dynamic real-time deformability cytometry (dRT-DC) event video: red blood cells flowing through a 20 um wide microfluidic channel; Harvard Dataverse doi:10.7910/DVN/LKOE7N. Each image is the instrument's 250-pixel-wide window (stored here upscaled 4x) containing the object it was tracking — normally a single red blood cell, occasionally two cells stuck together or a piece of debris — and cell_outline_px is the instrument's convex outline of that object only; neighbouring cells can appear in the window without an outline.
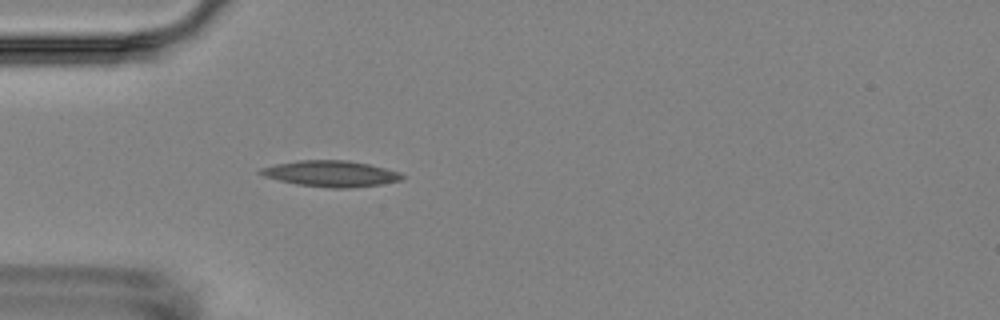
{"species": "Egyptian fruit bat (a non-hibernating species)", "species_latin": "Rousettus aegyptiacus", "temperature_condition": "room temperature", "stored_images_in_passage": 4, "camera_frame_rate_fps": 3000, "um_per_image_px": 0.085, "animal": {"sex": "female"}, "frame": {"image": 1, "passage_image": 4, "time_ms": 5.0, "image_size_px": [1000, 320], "cell_outline_px": [[404, 176], [400, 180], [380, 184], [352, 188], [332, 188], [296, 184], [264, 176], [256, 172], [260, 168], [276, 164], [300, 160], [348, 160], [368, 164], [400, 172]], "centroid_in_image_um": [28.1, 14.76], "position_along_channel_um": 56.9, "area_um2": 21.33}}